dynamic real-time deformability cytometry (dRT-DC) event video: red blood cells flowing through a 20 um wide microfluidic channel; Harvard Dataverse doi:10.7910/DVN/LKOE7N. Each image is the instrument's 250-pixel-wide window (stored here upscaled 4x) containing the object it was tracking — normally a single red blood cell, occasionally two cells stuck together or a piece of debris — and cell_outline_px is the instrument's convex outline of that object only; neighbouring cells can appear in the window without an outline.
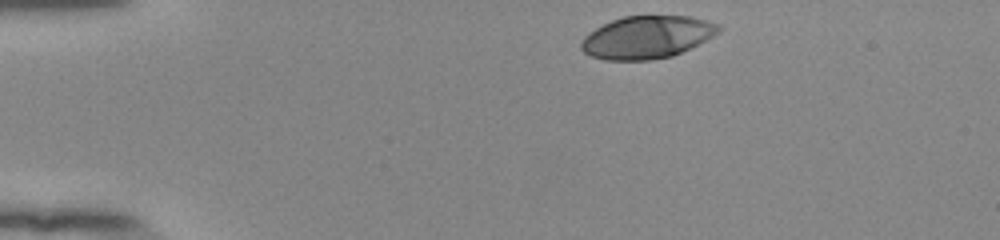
{"species": "human", "species_latin": "Homo sapiens", "temperature_condition": "room temperature", "stored_images_in_passage": 37, "camera_frame_rate_fps": 3000, "um_per_image_px": 0.085, "donor": {"sex": "female"}, "frame": {"image": 1, "passage_image": 1, "time_ms": 0.0, "image_size_px": [1000, 240], "cell_outline_px": [[720, 32], [672, 56], [652, 60], [604, 60], [592, 56], [584, 52], [580, 48], [580, 44], [584, 36], [596, 28], [612, 20], [624, 16], [688, 16], [708, 20], [720, 24]], "centroid_in_image_um": [54.97, 3.16], "position_along_channel_um": 30.0, "area_um2": 33.87}}
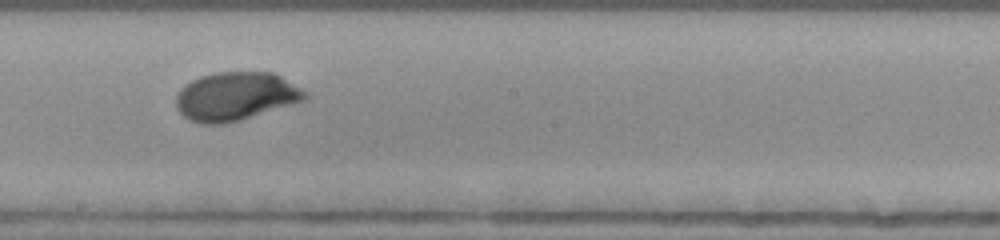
{"frame": {"image": 2, "passage_image": 22, "time_ms": 7.0, "image_size_px": [1000, 240], "cell_outline_px": [[308, 96], [304, 100], [240, 120], [224, 124], [200, 124], [188, 120], [176, 108], [176, 96], [180, 88], [184, 84], [200, 76], [216, 72], [276, 72], [308, 92]], "centroid_in_image_um": [20.02, 8.18], "position_along_channel_um": 228.2, "area_um2": 36.65}}
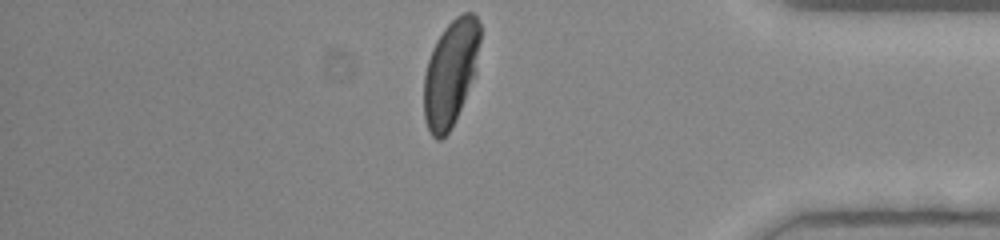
{"frame": {"image": 3, "passage_image": 37, "time_ms": 12.0, "image_size_px": [1000, 240], "cell_outline_px": [[480, 40], [476, 76], [448, 132], [440, 140], [436, 140], [432, 136], [424, 120], [424, 76], [428, 60], [432, 48], [436, 40], [444, 28], [456, 16], [464, 12], [472, 12], [476, 16], [480, 24]], "centroid_in_image_um": [38.31, 6.16], "position_along_channel_um": 396.9, "area_um2": 34.85}, "authors_computed_cell_mechanics": {"area_um2": 35.3736, "velocity_mm_per_s": 3.8651, "shape_relaxation_time_tau1_ms": 2.7083, "shape_relaxation_time_tau2_ms": null, "deformation_change_tau1": 0.1545, "deformation_change_tau2": null}}